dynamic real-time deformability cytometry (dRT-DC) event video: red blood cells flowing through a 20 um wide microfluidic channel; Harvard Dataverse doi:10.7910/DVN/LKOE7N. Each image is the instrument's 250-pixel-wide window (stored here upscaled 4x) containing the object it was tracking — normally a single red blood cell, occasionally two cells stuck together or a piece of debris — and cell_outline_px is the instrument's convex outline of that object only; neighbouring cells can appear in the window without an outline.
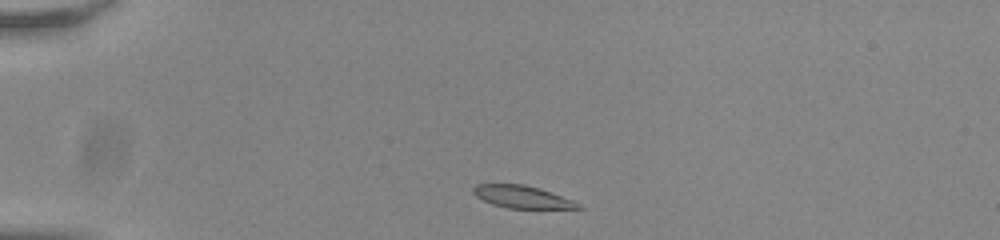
{"species": "common noctule bat (a hibernating species)", "species_latin": "Nyctalus noctula", "temperature_condition": "room temperature", "stored_images_in_passage": 42, "camera_frame_rate_fps": 3000, "um_per_image_px": 0.085, "animal": {"sex": "male", "body_mass_g": 20.0, "forearm_length_mm": 53.3}, "frame": {"image": 1, "passage_image": 1, "time_ms": 0.0, "image_size_px": [1000, 240], "cell_outline_px": [[584, 208], [508, 208], [492, 204], [476, 196], [472, 192], [472, 188], [476, 184], [524, 184], [540, 188], [572, 200], [580, 204]], "centroid_in_image_um": [44.35, 16.72], "position_along_channel_um": 40.6, "area_um2": 13.58}}
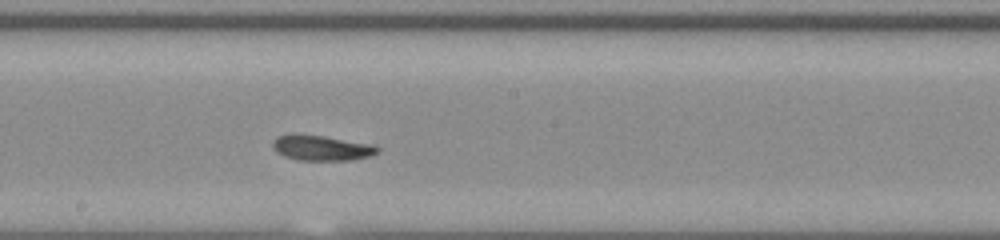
{"frame": {"image": 2, "passage_image": 19, "time_ms": 6.0, "image_size_px": [1000, 240], "cell_outline_px": [[380, 152], [368, 156], [352, 160], [300, 160], [284, 156], [276, 152], [272, 148], [272, 140], [276, 136], [292, 132], [324, 136], [376, 144], [380, 148]], "centroid_in_image_um": [27.31, 12.54], "position_along_channel_um": 220.9, "area_um2": 15.95}}
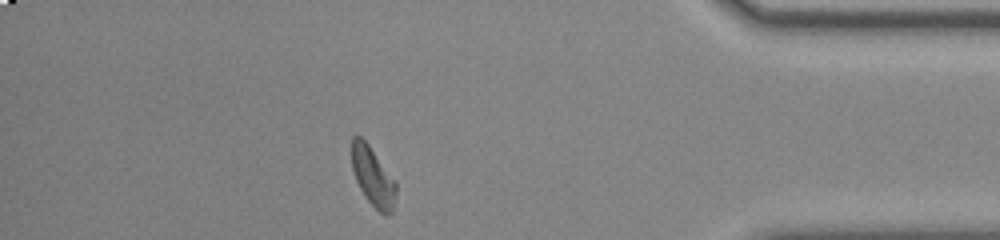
{"frame": {"image": 3, "passage_image": 36, "time_ms": 11.667, "image_size_px": [1000, 240], "cell_outline_px": [[396, 192], [392, 212], [388, 216], [384, 216], [364, 196], [356, 180], [352, 168], [352, 136], [360, 136], [368, 144], [396, 180]], "centroid_in_image_um": [31.71, 15.03], "position_along_channel_um": 403.5, "area_um2": 15.2}, "authors_computed_cell_mechanics": {"area_um2": 15.2014, "velocity_mm_per_s": 3.7886, "shape_relaxation_time_tau1_ms": 3.0802, "shape_relaxation_time_tau2_ms": 2.2581, "deformation_change_tau1": 0.1445, "deformation_change_tau2": 0.0904}}